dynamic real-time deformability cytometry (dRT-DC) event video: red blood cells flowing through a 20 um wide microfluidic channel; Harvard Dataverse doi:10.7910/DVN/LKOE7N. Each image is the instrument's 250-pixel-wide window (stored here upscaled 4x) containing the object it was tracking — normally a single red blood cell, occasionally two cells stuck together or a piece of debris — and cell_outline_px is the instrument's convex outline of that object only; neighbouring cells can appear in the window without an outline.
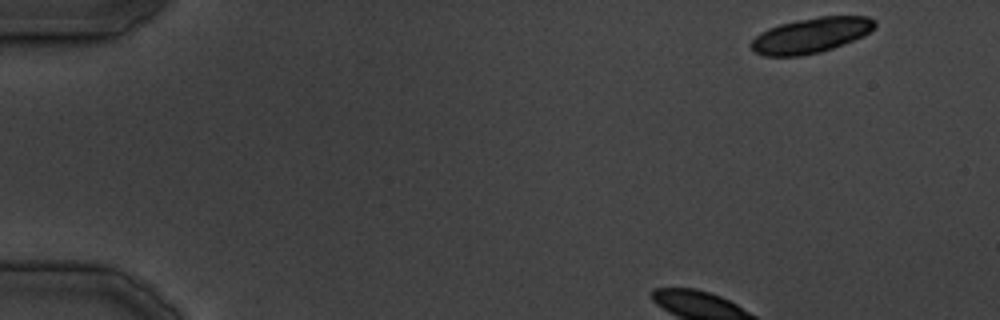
{"species": "common noctule bat (a hibernating species)", "species_latin": "Nyctalus noctula", "temperature_condition": "cold", "stored_images_in_passage": 22, "camera_frame_rate_fps": 3000, "um_per_image_px": 0.085, "animal": {"sex": "male", "body_mass_g": 19.5, "forearm_length_mm": 54.6}, "frame": {"image": 1, "passage_image": 1, "time_ms": 0.0, "image_size_px": [1000, 320], "cell_outline_px": [[876, 28], [864, 36], [832, 48], [820, 52], [800, 56], [764, 56], [756, 52], [748, 44], [760, 32], [768, 28], [780, 24], [796, 20], [820, 16], [868, 16], [876, 20]], "centroid_in_image_um": [68.95, 2.99], "position_along_channel_um": 16.1, "area_um2": 25.55}}